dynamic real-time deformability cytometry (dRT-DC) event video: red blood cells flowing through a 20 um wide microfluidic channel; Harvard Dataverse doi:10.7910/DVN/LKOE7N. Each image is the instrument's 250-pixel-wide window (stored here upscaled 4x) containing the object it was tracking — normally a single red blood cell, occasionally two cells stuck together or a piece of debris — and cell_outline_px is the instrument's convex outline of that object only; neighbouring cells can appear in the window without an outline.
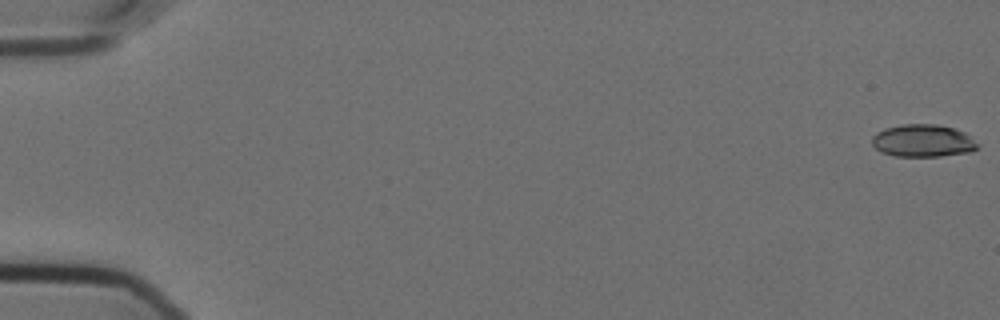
{"species": "Egyptian fruit bat (a non-hibernating species)", "species_latin": "Rousettus aegyptiacus", "temperature_condition": "cold", "stored_images_in_passage": 52, "camera_frame_rate_fps": 3000, "um_per_image_px": 0.085, "animal": {"sex": "female"}, "frame": {"image": 1, "passage_image": 1, "time_ms": 0.0, "image_size_px": [1000, 320], "cell_outline_px": [[980, 144], [972, 152], [940, 156], [896, 156], [880, 152], [872, 144], [872, 136], [876, 132], [884, 128], [904, 124], [936, 124], [952, 128], [964, 132]], "centroid_in_image_um": [78.44, 11.96], "position_along_channel_um": 6.6, "area_um2": 20.06}}
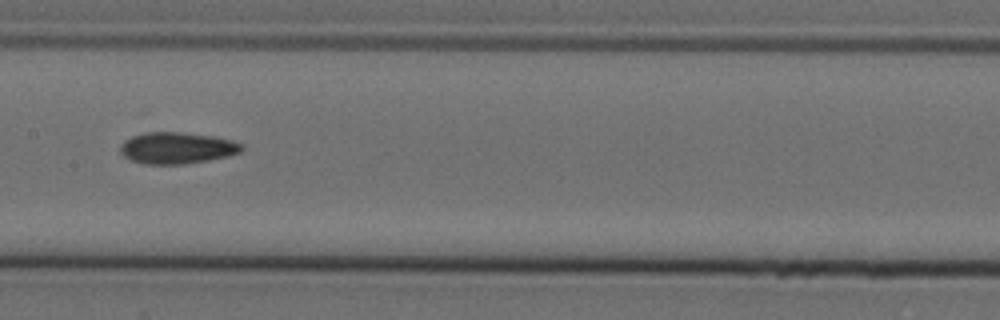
{"frame": {"image": 2, "passage_image": 30, "time_ms": 9.667, "image_size_px": [1000, 320], "cell_outline_px": [[244, 148], [240, 152], [228, 156], [208, 160], [184, 164], [144, 164], [132, 160], [124, 156], [120, 152], [120, 144], [124, 140], [132, 136], [144, 132], [180, 132], [212, 136], [232, 140], [244, 144]], "centroid_in_image_um": [15.04, 12.57], "position_along_channel_um": 192.4, "area_um2": 22.37}}
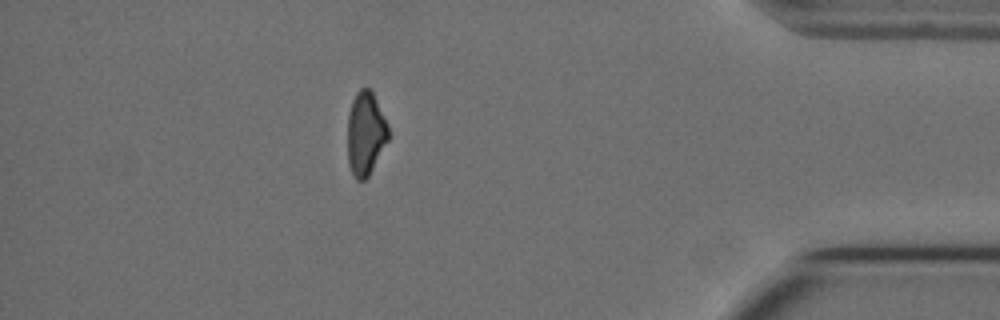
{"frame": {"image": 3, "passage_image": 51, "time_ms": 16.667, "image_size_px": [1000, 320], "cell_outline_px": [[388, 140], [368, 176], [364, 180], [356, 180], [348, 164], [348, 112], [352, 100], [356, 92], [360, 88], [368, 88], [372, 92], [388, 124]], "centroid_in_image_um": [31.06, 11.34], "position_along_channel_um": 404.1, "area_um2": 19.71}}